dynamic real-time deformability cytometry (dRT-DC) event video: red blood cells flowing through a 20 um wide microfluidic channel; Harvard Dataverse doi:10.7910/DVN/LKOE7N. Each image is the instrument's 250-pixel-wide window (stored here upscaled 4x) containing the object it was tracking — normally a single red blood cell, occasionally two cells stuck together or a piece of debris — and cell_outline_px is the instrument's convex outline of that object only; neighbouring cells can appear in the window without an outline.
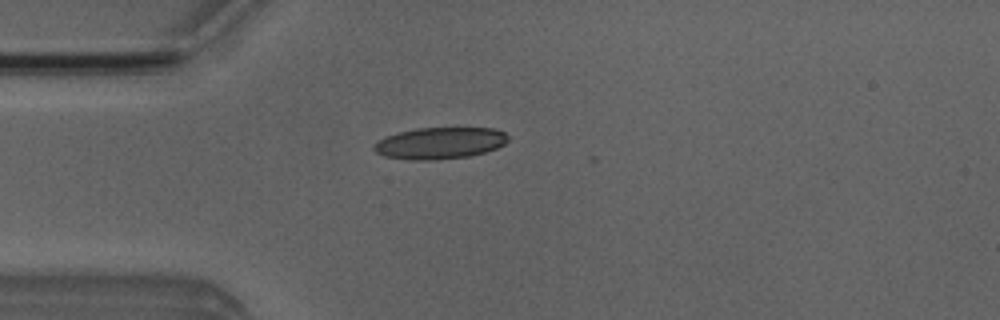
{"species": "Egyptian fruit bat (a non-hibernating species)", "species_latin": "Rousettus aegyptiacus", "temperature_condition": "room temperature", "stored_images_in_passage": 5, "camera_frame_rate_fps": 3000, "um_per_image_px": 0.085, "animal": {"sex": "male"}, "frame": {"image": 1, "passage_image": 4, "time_ms": 3.667, "image_size_px": [1000, 320], "cell_outline_px": [[508, 140], [504, 144], [496, 148], [484, 152], [468, 156], [436, 160], [408, 160], [384, 156], [376, 152], [372, 148], [372, 144], [396, 132], [416, 128], [492, 128], [504, 132], [508, 136]], "centroid_in_image_um": [37.35, 12.17], "position_along_channel_um": 47.6, "area_um2": 24.74}}